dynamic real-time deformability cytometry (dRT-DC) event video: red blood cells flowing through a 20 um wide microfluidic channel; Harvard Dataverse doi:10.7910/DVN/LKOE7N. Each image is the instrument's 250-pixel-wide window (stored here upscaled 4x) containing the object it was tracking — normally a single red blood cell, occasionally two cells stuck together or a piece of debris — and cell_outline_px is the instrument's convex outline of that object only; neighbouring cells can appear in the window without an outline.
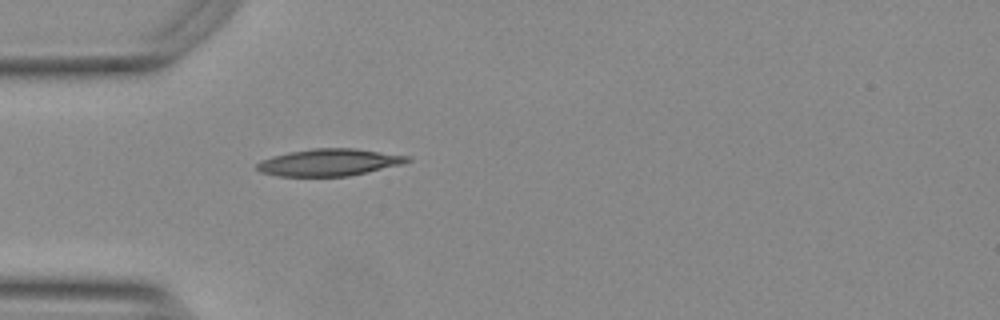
{"species": "Egyptian fruit bat (a non-hibernating species)", "species_latin": "Rousettus aegyptiacus", "temperature_condition": "warm", "stored_images_in_passage": 40, "camera_frame_rate_fps": 3000, "um_per_image_px": 0.085, "animal": {"sex": "female"}, "frame": {"image": 1, "passage_image": 1, "time_ms": 0.0, "image_size_px": [1000, 320], "cell_outline_px": [[412, 160], [404, 164], [348, 176], [280, 176], [260, 172], [256, 168], [256, 164], [260, 160], [272, 156], [288, 152], [312, 148], [356, 148], [412, 156]], "centroid_in_image_um": [28.01, 13.79], "position_along_channel_um": 57.0, "area_um2": 23.93}}
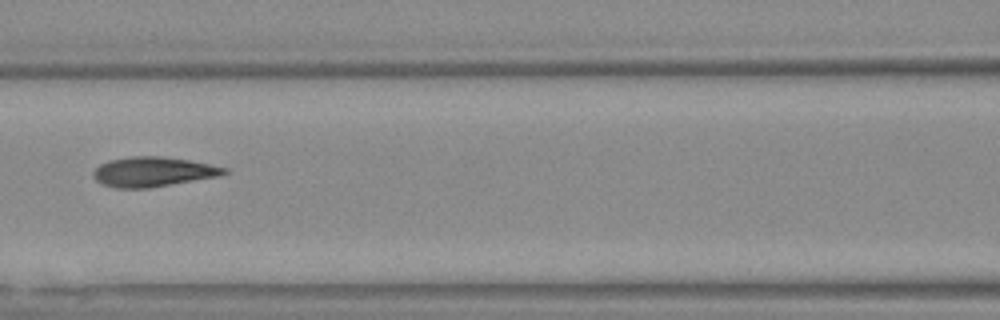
{"frame": {"image": 2, "passage_image": 9, "time_ms": 2.667, "image_size_px": [1000, 320], "cell_outline_px": [[228, 172], [220, 176], [148, 188], [116, 188], [104, 184], [96, 180], [92, 176], [92, 172], [100, 164], [108, 160], [128, 156], [160, 156], [188, 160], [228, 168]], "centroid_in_image_um": [12.98, 14.6], "position_along_channel_um": 153.6, "area_um2": 22.66}}
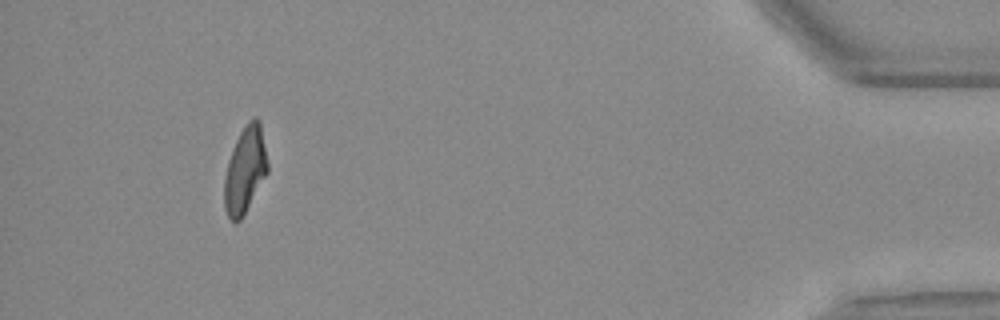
{"frame": {"image": 3, "passage_image": 35, "time_ms": 11.333, "image_size_px": [1000, 320], "cell_outline_px": [[268, 172], [240, 220], [232, 220], [228, 216], [224, 208], [224, 180], [228, 160], [232, 148], [240, 132], [248, 120], [256, 116], [260, 120], [268, 164]], "centroid_in_image_um": [20.83, 14.4], "position_along_channel_um": 414.4, "area_um2": 21.62}, "authors_computed_cell_mechanics": {"area_um2": 22.4553, "velocity_mm_per_s": 3.7886, "shape_relaxation_time_tau1_ms": 4.6839, "shape_relaxation_time_tau2_ms": 1.6701, "deformation_change_tau1": 0.2122, "deformation_change_tau2": 0.1044}}